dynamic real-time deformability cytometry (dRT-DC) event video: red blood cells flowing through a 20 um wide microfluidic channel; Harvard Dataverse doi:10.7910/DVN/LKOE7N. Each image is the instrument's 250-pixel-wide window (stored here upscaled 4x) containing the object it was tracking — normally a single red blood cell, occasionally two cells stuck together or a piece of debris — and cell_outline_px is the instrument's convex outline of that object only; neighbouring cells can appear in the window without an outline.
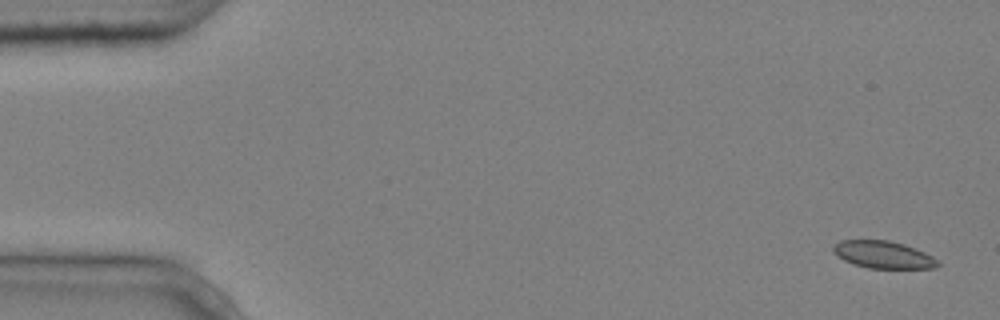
{"species": "common noctule bat (a hibernating species)", "species_latin": "Nyctalus noctula", "temperature_condition": "cold", "stored_images_in_passage": 5, "camera_frame_rate_fps": 3000, "um_per_image_px": 0.085, "animal": {"sex": "male", "body_mass_g": 20.4}, "frame": {"image": 1, "passage_image": 1, "time_ms": 0.0, "image_size_px": [1000, 320], "cell_outline_px": [[940, 264], [936, 268], [868, 268], [852, 264], [836, 256], [832, 252], [832, 248], [840, 240], [888, 240], [904, 244], [924, 252], [940, 260]], "centroid_in_image_um": [75.07, 21.65], "position_along_channel_um": 9.9, "area_um2": 16.76}}
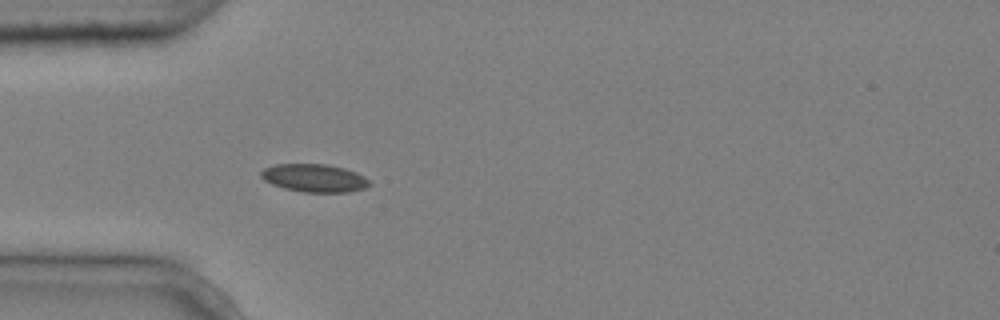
{"frame": {"image": 2, "passage_image": 5, "time_ms": 1.333, "image_size_px": [1000, 320], "cell_outline_px": [[372, 184], [364, 188], [348, 192], [304, 192], [284, 188], [272, 184], [264, 180], [260, 176], [260, 172], [264, 168], [276, 164], [324, 164], [344, 168], [356, 172], [364, 176]], "centroid_in_image_um": [26.71, 15.13], "position_along_channel_um": 58.3, "area_um2": 17.63}}